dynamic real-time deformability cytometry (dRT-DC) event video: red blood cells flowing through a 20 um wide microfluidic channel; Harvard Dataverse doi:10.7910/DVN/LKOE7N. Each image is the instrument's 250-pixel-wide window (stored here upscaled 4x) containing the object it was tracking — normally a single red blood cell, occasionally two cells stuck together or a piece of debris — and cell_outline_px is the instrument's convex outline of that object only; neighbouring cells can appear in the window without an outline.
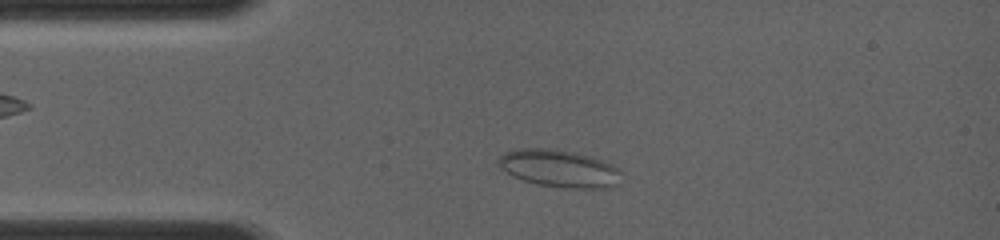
{"species": "common noctule bat (a hibernating species)", "species_latin": "Nyctalus noctula", "temperature_condition": "room temperature", "stored_images_in_passage": 14, "camera_frame_rate_fps": 4000, "um_per_image_px": 0.085, "animal": {"sex": "female", "body_mass_g": 19.0, "forearm_length_mm": 56.7}, "frame": {"image": 1, "passage_image": 6, "time_ms": 1.75, "image_size_px": [1000, 240], "cell_outline_px": [[620, 184], [608, 188], [564, 188], [536, 184], [512, 176], [500, 168], [496, 160], [504, 152], [516, 148], [548, 148], [572, 152], [604, 160], [620, 168]], "centroid_in_image_um": [47.53, 14.32], "position_along_channel_um": 37.5, "area_um2": 27.11}}
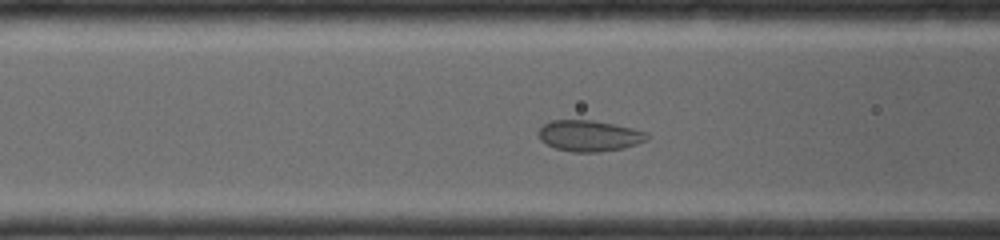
{"frame": {"image": 2, "passage_image": 12, "time_ms": 4.0, "image_size_px": [1000, 240], "cell_outline_px": [[652, 136], [636, 144], [620, 148], [600, 152], [572, 152], [556, 148], [540, 140], [540, 128], [544, 124], [552, 120], [592, 120], [616, 124], [648, 132]], "centroid_in_image_um": [50.12, 11.53], "position_along_channel_um": 116.5, "area_um2": 19.48}}
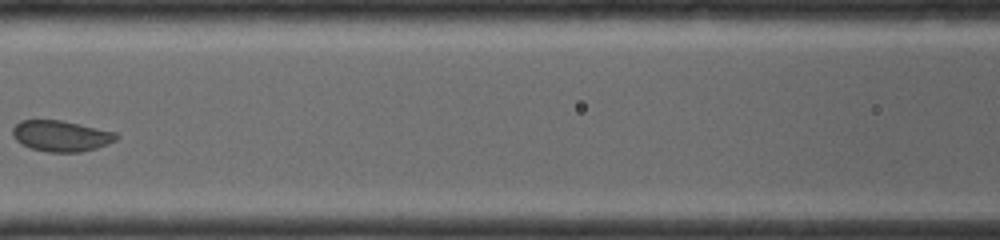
{"frame": {"image": 3, "passage_image": 14, "time_ms": 5.0, "image_size_px": [1000, 240], "cell_outline_px": [[120, 136], [116, 140], [96, 148], [80, 152], [48, 152], [32, 148], [20, 144], [12, 136], [12, 128], [20, 120], [60, 120], [80, 124], [116, 132]], "centroid_in_image_um": [5.17, 11.55], "position_along_channel_um": 161.4, "area_um2": 18.73}}